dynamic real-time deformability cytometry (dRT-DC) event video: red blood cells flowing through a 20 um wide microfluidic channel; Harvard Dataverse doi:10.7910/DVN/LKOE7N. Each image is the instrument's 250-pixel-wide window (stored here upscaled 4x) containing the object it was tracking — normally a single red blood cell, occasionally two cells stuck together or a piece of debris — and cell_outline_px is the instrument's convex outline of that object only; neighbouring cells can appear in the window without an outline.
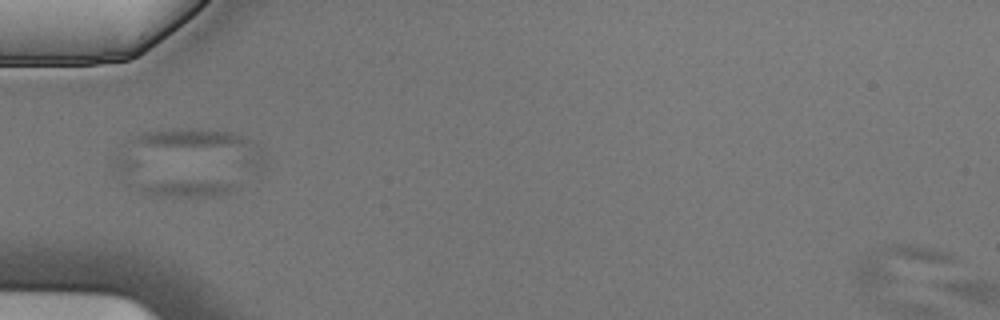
{"species": "Egyptian fruit bat (a non-hibernating species)", "species_latin": "Rousettus aegyptiacus", "temperature_condition": "cold", "stored_images_in_passage": 6, "segment_of_instrument_passage": [2, 2], "camera_frame_rate_fps": 3000, "um_per_image_px": 0.085, "animal": {"sex": "male"}, "frame": {"image": 1, "passage_image": 6, "time_ms": 1.667, "image_size_px": [1000, 320], "cell_outline_px": [[960, 260], [860, 292], [856, 280], [856, 264], [860, 256], [872, 248], [892, 244], [912, 244], [936, 248], [948, 252], [956, 256]], "centroid_in_image_um": [76.31, 22.4], "position_along_channel_um": 8.7, "area_um2": 21.04}}